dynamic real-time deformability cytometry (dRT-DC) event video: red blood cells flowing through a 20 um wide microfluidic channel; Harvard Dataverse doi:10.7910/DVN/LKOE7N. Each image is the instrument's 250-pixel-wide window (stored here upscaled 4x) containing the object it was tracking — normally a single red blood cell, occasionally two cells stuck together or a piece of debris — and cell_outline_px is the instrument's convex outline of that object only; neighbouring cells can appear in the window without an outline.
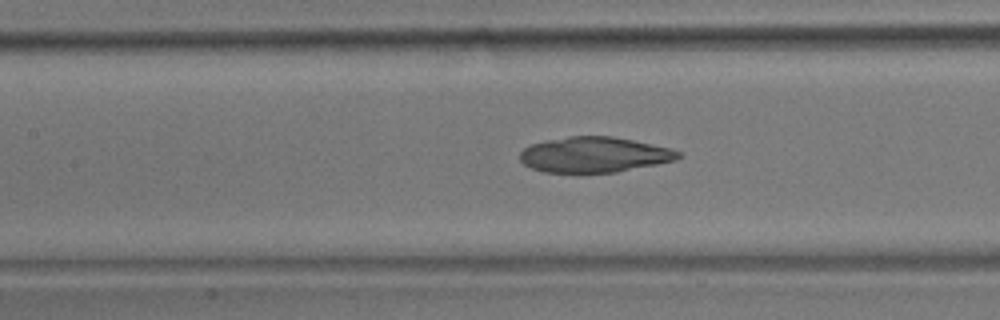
{"species": "common noctule bat (a hibernating species)", "species_latin": "Nyctalus noctula", "temperature_condition": "room temperature", "stored_images_in_passage": 56, "camera_frame_rate_fps": 3000, "um_per_image_px": 0.085, "animal": {"sex": "male", "body_mass_g": 17.9}, "frame": {"image": 1, "passage_image": 25, "time_ms": 8.0, "image_size_px": [1000, 320], "cell_outline_px": [[684, 156], [676, 160], [616, 172], [544, 172], [532, 168], [524, 164], [520, 160], [520, 152], [524, 148], [532, 144], [548, 140], [568, 136], [612, 136], [672, 148], [680, 152]], "centroid_in_image_um": [50.54, 13.14], "position_along_channel_um": 156.9, "area_um2": 32.54}}
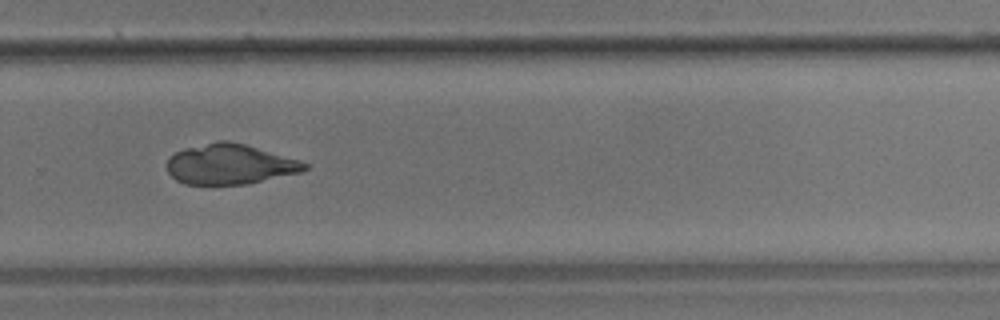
{"frame": {"image": 2, "passage_image": 38, "time_ms": 12.333, "image_size_px": [1000, 320], "cell_outline_px": [[308, 168], [300, 172], [248, 184], [184, 184], [176, 180], [168, 172], [168, 156], [184, 148], [216, 140], [228, 140], [244, 144], [300, 160], [308, 164]], "centroid_in_image_um": [19.52, 13.95], "position_along_channel_um": 310.3, "area_um2": 32.19}}
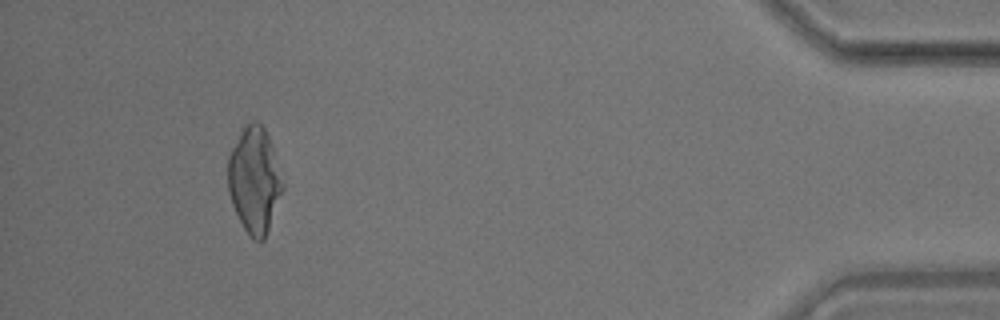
{"frame": {"image": 3, "passage_image": 52, "time_ms": 17.0, "image_size_px": [1000, 320], "cell_outline_px": [[284, 188], [264, 240], [260, 244], [252, 240], [244, 228], [232, 204], [228, 192], [228, 156], [244, 124], [252, 120], [256, 120], [264, 128], [268, 136], [284, 184]], "centroid_in_image_um": [21.61, 15.32], "position_along_channel_um": 413.6, "area_um2": 33.7}}